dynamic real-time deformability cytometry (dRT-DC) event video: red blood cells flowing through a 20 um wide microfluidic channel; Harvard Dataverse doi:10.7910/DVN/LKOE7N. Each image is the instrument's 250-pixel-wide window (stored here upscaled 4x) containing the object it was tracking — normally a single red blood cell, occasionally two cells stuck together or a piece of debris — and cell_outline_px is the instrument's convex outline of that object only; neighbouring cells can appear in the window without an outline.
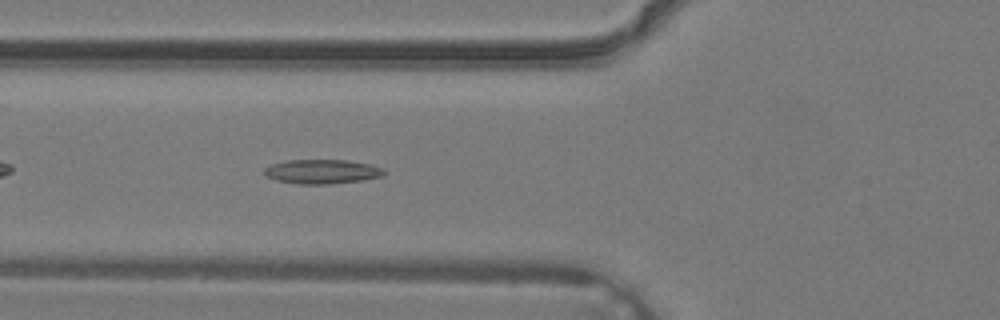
{"species": "common noctule bat (a hibernating species)", "species_latin": "Nyctalus noctula", "temperature_condition": "warm", "stored_images_in_passage": 33, "camera_frame_rate_fps": 3000, "um_per_image_px": 0.085, "animal": {"sex": "male", "body_mass_g": 19.2, "forearm_length_mm": 51.8}, "frame": {"image": 1, "passage_image": 10, "time_ms": 3.0, "image_size_px": [1000, 320], "cell_outline_px": [[388, 172], [384, 176], [360, 180], [332, 184], [300, 184], [276, 180], [264, 176], [264, 168], [272, 164], [288, 160], [348, 160], [372, 164], [384, 168]], "centroid_in_image_um": [27.42, 14.58], "position_along_channel_um": 98.4, "area_um2": 17.17}}
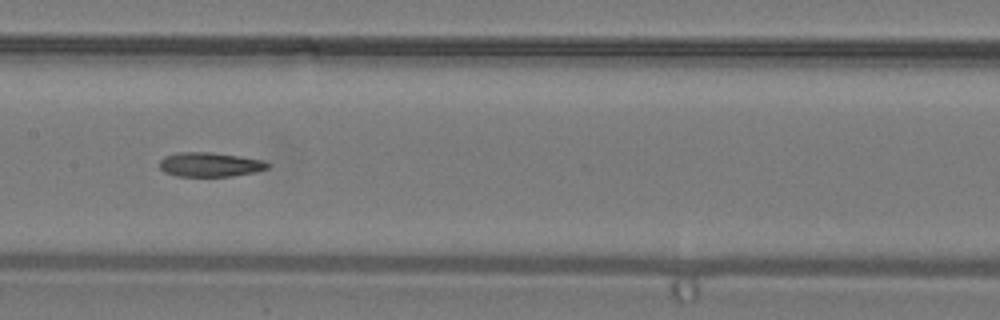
{"frame": {"image": 2, "passage_image": 15, "time_ms": 4.667, "image_size_px": [1000, 320], "cell_outline_px": [[268, 168], [256, 172], [232, 176], [176, 176], [164, 172], [160, 168], [160, 160], [164, 156], [180, 152], [212, 152], [264, 160], [268, 164]], "centroid_in_image_um": [17.83, 13.99], "position_along_channel_um": 189.6, "area_um2": 15.32}}
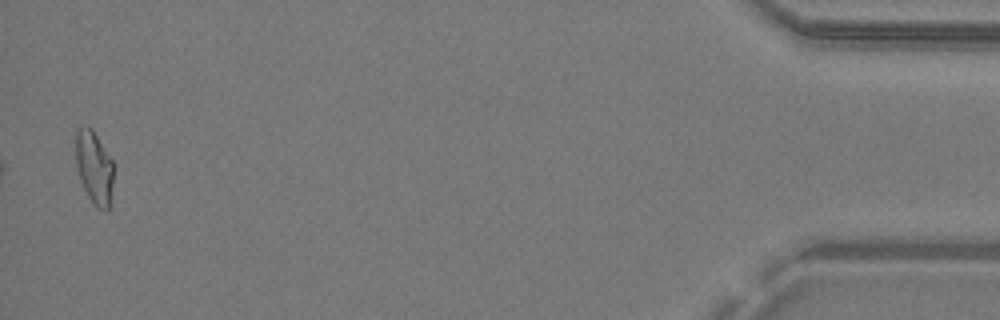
{"frame": {"image": 3, "passage_image": 33, "time_ms": 10.667, "image_size_px": [1000, 320], "cell_outline_px": [[112, 204], [108, 212], [100, 208], [88, 196], [80, 180], [76, 168], [76, 132], [80, 128], [92, 128], [112, 160]], "centroid_in_image_um": [8.02, 14.28], "position_along_channel_um": 427.2, "area_um2": 15.9}}